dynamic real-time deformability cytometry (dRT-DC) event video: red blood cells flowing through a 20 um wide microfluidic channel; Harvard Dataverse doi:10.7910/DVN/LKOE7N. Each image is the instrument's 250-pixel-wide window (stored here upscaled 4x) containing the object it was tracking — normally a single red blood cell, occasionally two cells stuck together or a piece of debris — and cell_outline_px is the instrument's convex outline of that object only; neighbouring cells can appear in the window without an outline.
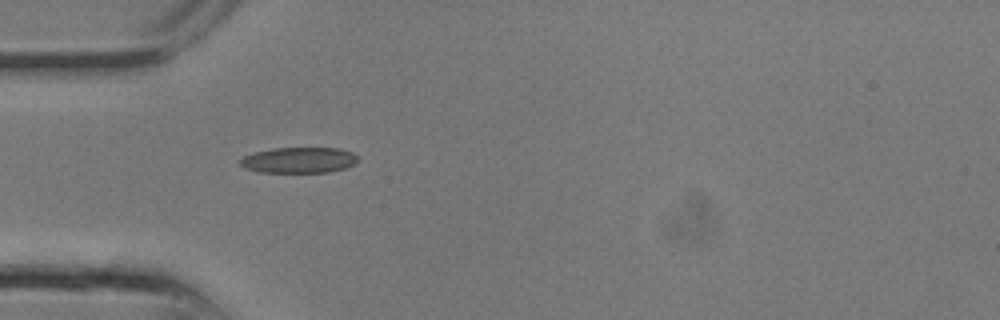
{"species": "common noctule bat (a hibernating species)", "species_latin": "Nyctalus noctula", "temperature_condition": "room temperature", "stored_images_in_passage": 4, "camera_frame_rate_fps": 3000, "um_per_image_px": 0.085, "animal": {"sex": "male", "body_mass_g": 13.3}, "frame": {"image": 1, "passage_image": 1, "time_ms": 0.0, "image_size_px": [1000, 320], "cell_outline_px": [[356, 160], [352, 164], [344, 168], [328, 172], [260, 172], [244, 168], [240, 164], [240, 160], [244, 156], [256, 152], [272, 148], [340, 148], [352, 152], [356, 156]], "centroid_in_image_um": [25.38, 13.6], "position_along_channel_um": 59.6, "area_um2": 17.46}}
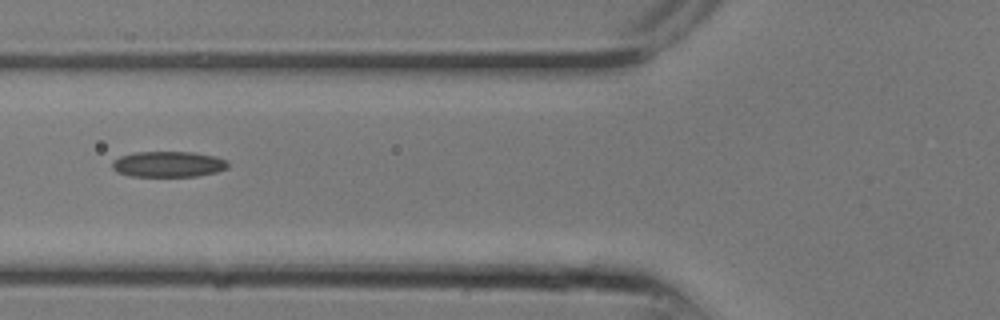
{"frame": {"image": 2, "passage_image": 3, "time_ms": 0.667, "image_size_px": [1000, 320], "cell_outline_px": [[228, 168], [216, 172], [196, 176], [132, 176], [116, 172], [112, 168], [112, 160], [120, 156], [132, 152], [192, 152], [216, 156], [228, 160]], "centroid_in_image_um": [14.3, 13.95], "position_along_channel_um": 111.5, "area_um2": 17.51}}